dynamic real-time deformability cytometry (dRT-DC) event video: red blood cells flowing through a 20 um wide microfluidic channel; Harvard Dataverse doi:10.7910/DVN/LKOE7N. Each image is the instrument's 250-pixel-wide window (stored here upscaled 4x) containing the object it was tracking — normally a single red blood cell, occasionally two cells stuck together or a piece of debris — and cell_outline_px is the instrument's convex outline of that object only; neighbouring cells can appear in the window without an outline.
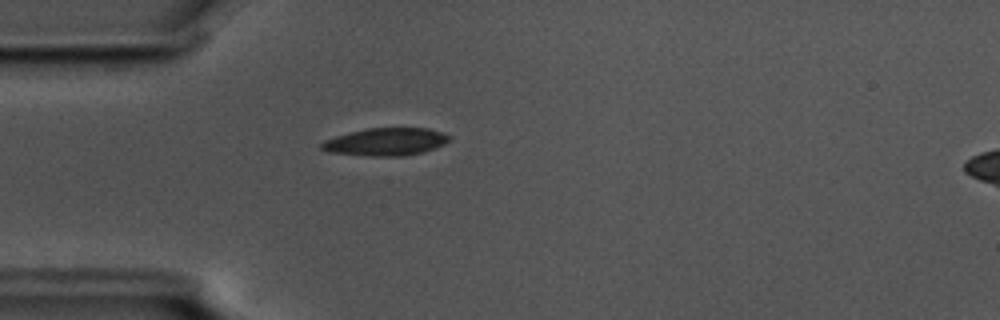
{"species": "common noctule bat (a hibernating species)", "species_latin": "Nyctalus noctula", "temperature_condition": "cold", "stored_images_in_passage": 43, "camera_frame_rate_fps": 3000, "um_per_image_px": 0.085, "animal": {"sex": "male", "body_mass_g": 17.5, "forearm_length_mm": 52.3}, "frame": {"image": 1, "passage_image": 2, "time_ms": 0.333, "image_size_px": [1000, 320], "cell_outline_px": [[452, 136], [444, 144], [436, 148], [424, 152], [400, 156], [372, 156], [328, 152], [320, 148], [320, 144], [324, 140], [336, 136], [368, 128], [428, 128]], "centroid_in_image_um": [32.8, 12.06], "position_along_channel_um": 52.2, "area_um2": 20.46}}
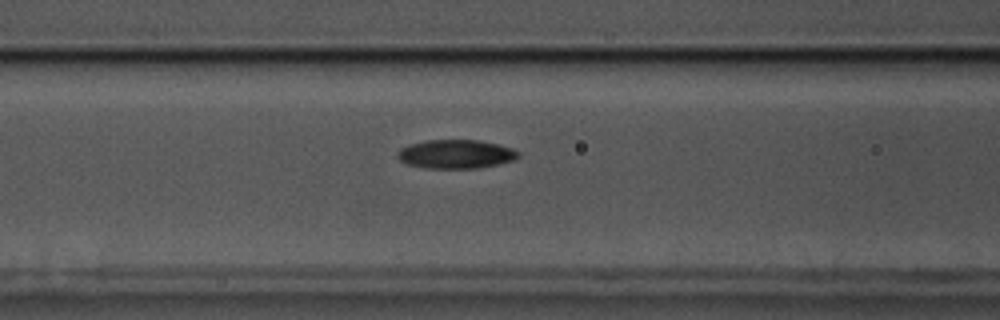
{"frame": {"image": 2, "passage_image": 9, "time_ms": 2.667, "image_size_px": [1000, 320], "cell_outline_px": [[520, 156], [516, 160], [500, 164], [480, 168], [424, 168], [408, 164], [400, 160], [396, 156], [400, 148], [408, 144], [428, 140], [476, 140], [496, 144], [512, 148], [520, 152]], "centroid_in_image_um": [38.77, 13.1], "position_along_channel_um": 127.8, "area_um2": 20.4}}
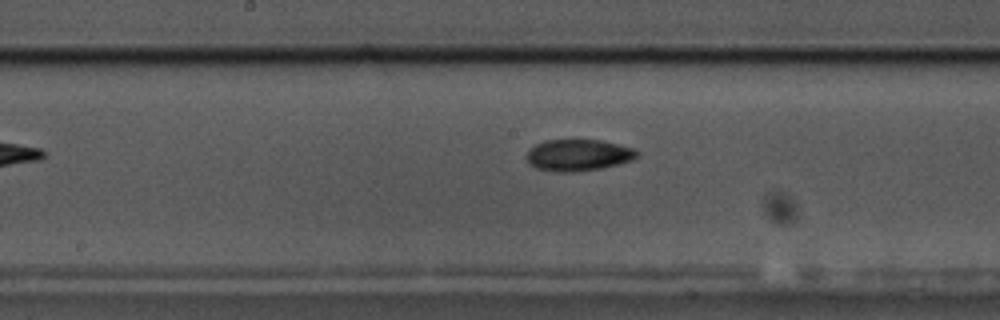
{"frame": {"image": 3, "passage_image": 15, "time_ms": 4.667, "image_size_px": [1000, 320], "cell_outline_px": [[640, 152], [632, 160], [600, 168], [572, 172], [556, 172], [536, 168], [528, 164], [524, 156], [536, 144], [544, 140], [600, 140], [632, 148]], "centroid_in_image_um": [49.09, 13.19], "position_along_channel_um": 199.1, "area_um2": 20.17}, "authors_computed_cell_mechanics": {"area_um2": 20.1722, "velocity_mm_per_s": 3.5735, "shape_relaxation_time_tau1_ms": null, "shape_relaxation_time_tau2_ms": 2.5114, "deformation_change_tau1": null, "deformation_change_tau2": 0.0627}}